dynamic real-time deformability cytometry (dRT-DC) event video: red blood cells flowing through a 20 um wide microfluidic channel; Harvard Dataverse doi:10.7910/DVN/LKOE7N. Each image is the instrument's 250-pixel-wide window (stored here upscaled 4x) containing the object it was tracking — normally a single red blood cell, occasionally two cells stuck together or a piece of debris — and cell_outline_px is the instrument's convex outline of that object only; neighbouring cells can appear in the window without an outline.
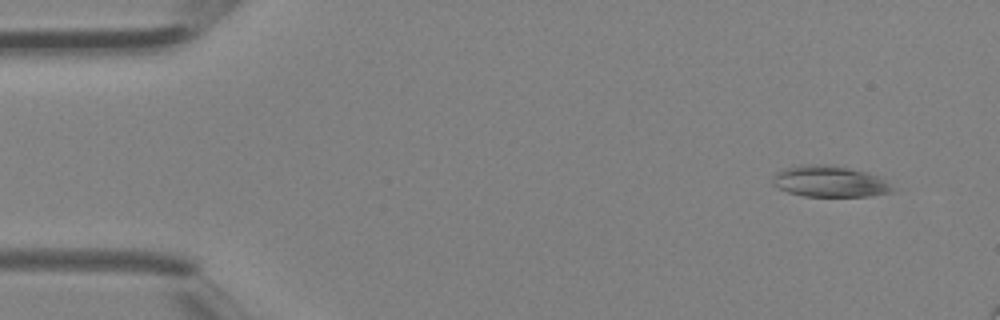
{"species": "Egyptian fruit bat (a non-hibernating species)", "species_latin": "Rousettus aegyptiacus", "temperature_condition": "room temperature", "stored_images_in_passage": 3, "camera_frame_rate_fps": 3000, "um_per_image_px": 0.085, "animal": {"sex": "female"}, "frame": {"image": 1, "passage_image": 1, "time_ms": 0.0, "image_size_px": [1000, 320], "cell_outline_px": [[896, 192], [868, 196], [804, 196], [788, 192], [772, 184], [772, 176], [776, 172], [784, 168], [800, 164], [832, 164], [868, 172], [880, 176], [896, 188]], "centroid_in_image_um": [70.56, 15.41], "position_along_channel_um": 14.4, "area_um2": 22.25}}